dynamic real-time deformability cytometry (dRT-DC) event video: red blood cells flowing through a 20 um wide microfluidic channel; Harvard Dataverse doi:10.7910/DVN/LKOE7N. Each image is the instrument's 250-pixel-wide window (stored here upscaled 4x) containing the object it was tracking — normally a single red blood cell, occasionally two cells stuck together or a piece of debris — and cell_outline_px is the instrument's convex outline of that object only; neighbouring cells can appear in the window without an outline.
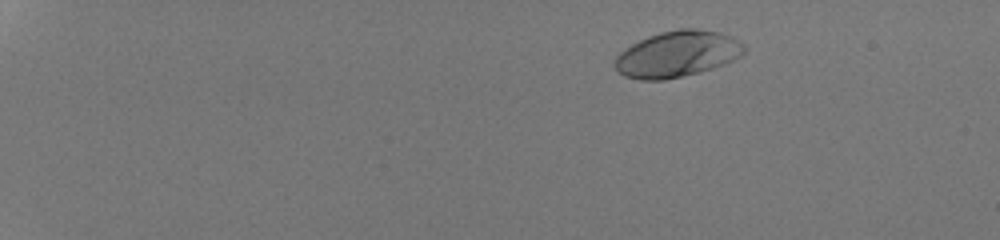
{"species": "human", "species_latin": "Homo sapiens", "temperature_condition": "room temperature", "stored_images_in_passage": 51, "camera_frame_rate_fps": 3000, "um_per_image_px": 0.085, "donor": {"sex": "male"}, "frame": {"image": 1, "passage_image": 8, "time_ms": 2.333, "image_size_px": [1000, 240], "cell_outline_px": [[748, 48], [740, 56], [724, 64], [700, 72], [664, 80], [640, 80], [624, 76], [616, 72], [612, 64], [612, 60], [624, 48], [648, 36], [660, 32], [680, 28], [700, 28], [720, 32], [732, 36], [740, 40]], "centroid_in_image_um": [57.55, 4.59], "position_along_channel_um": 27.4, "area_um2": 35.32}}
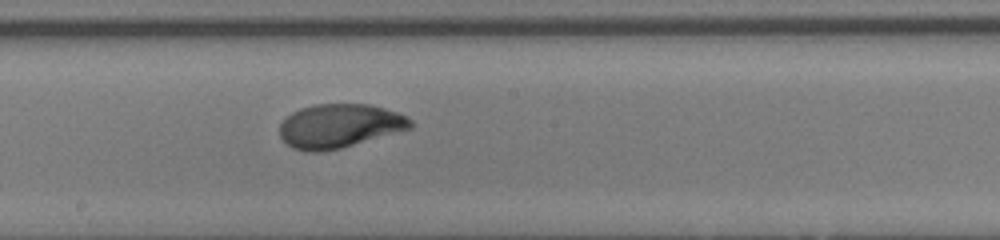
{"frame": {"image": 2, "passage_image": 32, "time_ms": 10.333, "image_size_px": [1000, 240], "cell_outline_px": [[412, 128], [340, 148], [320, 152], [308, 152], [292, 148], [280, 136], [280, 124], [292, 112], [300, 108], [316, 104], [368, 104], [384, 108], [408, 116], [412, 120]], "centroid_in_image_um": [28.85, 10.7], "position_along_channel_um": 219.3, "area_um2": 33.29}}
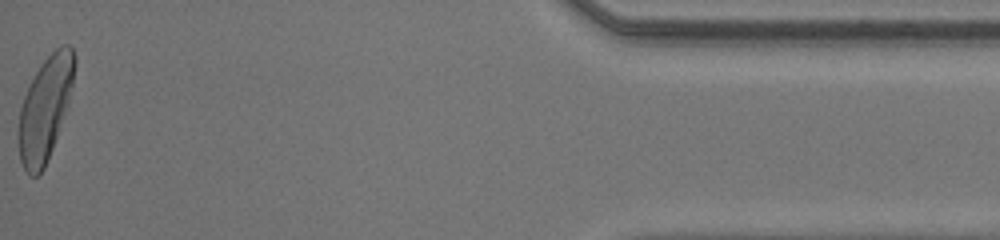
{"frame": {"image": 3, "passage_image": 51, "time_ms": 16.667, "image_size_px": [1000, 240], "cell_outline_px": [[76, 64], [68, 104], [52, 148], [44, 168], [36, 176], [28, 176], [20, 160], [16, 136], [16, 132], [20, 108], [24, 96], [40, 64], [60, 44], [68, 44], [72, 48], [76, 56]], "centroid_in_image_um": [3.81, 9.22], "position_along_channel_um": 431.4, "area_um2": 33.81}, "authors_computed_cell_mechanics": {"area_um2": 33.4662, "velocity_mm_per_s": 4.3223, "shape_relaxation_time_tau1_ms": 3.0467, "shape_relaxation_time_tau2_ms": null, "deformation_change_tau1": 0.1809, "deformation_change_tau2": null}}